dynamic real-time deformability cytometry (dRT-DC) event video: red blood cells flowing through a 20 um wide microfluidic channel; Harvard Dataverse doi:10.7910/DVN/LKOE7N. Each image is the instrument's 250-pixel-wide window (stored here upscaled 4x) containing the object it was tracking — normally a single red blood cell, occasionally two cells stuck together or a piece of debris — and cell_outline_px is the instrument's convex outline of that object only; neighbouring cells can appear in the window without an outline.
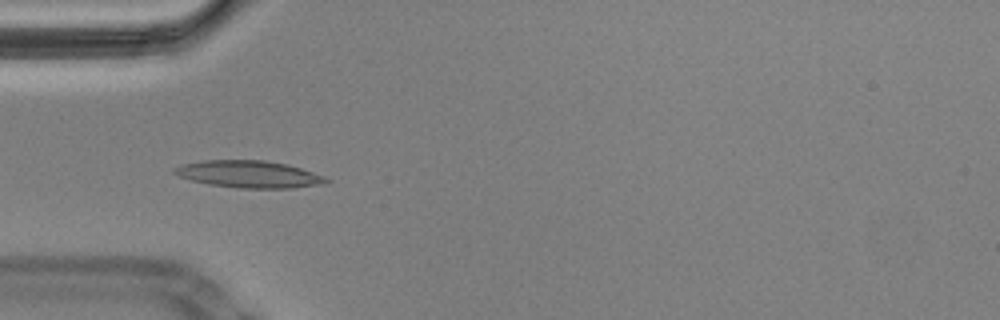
{"species": "Egyptian fruit bat (a non-hibernating species)", "species_latin": "Rousettus aegyptiacus", "temperature_condition": "cold", "stored_images_in_passage": 57, "camera_frame_rate_fps": 3000, "um_per_image_px": 0.085, "animal": {"sex": "male"}, "frame": {"image": 1, "passage_image": 17, "time_ms": 5.333, "image_size_px": [1000, 320], "cell_outline_px": [[332, 180], [328, 184], [292, 188], [236, 188], [208, 184], [192, 180], [180, 176], [172, 172], [172, 168], [180, 164], [204, 160], [264, 160], [288, 164], [324, 176]], "centroid_in_image_um": [21.18, 14.81], "position_along_channel_um": 63.8, "area_um2": 24.22}, "authors_computed_cell_mechanics": {"area_um2": 22.4264, "velocity_mm_per_s": 3.44, "shape_relaxation_time_tau1_ms": null, "shape_relaxation_time_tau2_ms": 1.5967, "deformation_change_tau1": null, "deformation_change_tau2": 0.0719}}